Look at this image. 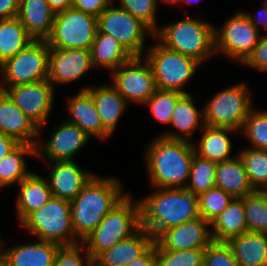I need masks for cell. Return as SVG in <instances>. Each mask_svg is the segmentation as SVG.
<instances>
[{
    "instance_id": "cell-14",
    "label": "cell",
    "mask_w": 267,
    "mask_h": 266,
    "mask_svg": "<svg viewBox=\"0 0 267 266\" xmlns=\"http://www.w3.org/2000/svg\"><path fill=\"white\" fill-rule=\"evenodd\" d=\"M96 73L92 64L91 50L88 49H55L50 48L48 80L60 93L63 87L80 84L78 90H87L93 83L88 81ZM91 73L92 76H89ZM88 76V77H87ZM87 82V83H86ZM86 84V85H85ZM63 86V87H62Z\"/></svg>"
},
{
    "instance_id": "cell-25",
    "label": "cell",
    "mask_w": 267,
    "mask_h": 266,
    "mask_svg": "<svg viewBox=\"0 0 267 266\" xmlns=\"http://www.w3.org/2000/svg\"><path fill=\"white\" fill-rule=\"evenodd\" d=\"M0 132L15 138L19 143L36 146L39 127L0 90Z\"/></svg>"
},
{
    "instance_id": "cell-29",
    "label": "cell",
    "mask_w": 267,
    "mask_h": 266,
    "mask_svg": "<svg viewBox=\"0 0 267 266\" xmlns=\"http://www.w3.org/2000/svg\"><path fill=\"white\" fill-rule=\"evenodd\" d=\"M90 50L93 67L97 74L103 71L101 75L104 73L108 76L132 58L115 37L100 33L98 30Z\"/></svg>"
},
{
    "instance_id": "cell-53",
    "label": "cell",
    "mask_w": 267,
    "mask_h": 266,
    "mask_svg": "<svg viewBox=\"0 0 267 266\" xmlns=\"http://www.w3.org/2000/svg\"><path fill=\"white\" fill-rule=\"evenodd\" d=\"M0 266H7V264L1 257H0Z\"/></svg>"
},
{
    "instance_id": "cell-7",
    "label": "cell",
    "mask_w": 267,
    "mask_h": 266,
    "mask_svg": "<svg viewBox=\"0 0 267 266\" xmlns=\"http://www.w3.org/2000/svg\"><path fill=\"white\" fill-rule=\"evenodd\" d=\"M20 236L69 246L81 243L72 225L71 204L69 200L52 196L48 202L31 212L18 226ZM23 230V231H22Z\"/></svg>"
},
{
    "instance_id": "cell-16",
    "label": "cell",
    "mask_w": 267,
    "mask_h": 266,
    "mask_svg": "<svg viewBox=\"0 0 267 266\" xmlns=\"http://www.w3.org/2000/svg\"><path fill=\"white\" fill-rule=\"evenodd\" d=\"M4 92L38 127L45 125L54 116L55 105L58 103V91L48 79L8 86Z\"/></svg>"
},
{
    "instance_id": "cell-30",
    "label": "cell",
    "mask_w": 267,
    "mask_h": 266,
    "mask_svg": "<svg viewBox=\"0 0 267 266\" xmlns=\"http://www.w3.org/2000/svg\"><path fill=\"white\" fill-rule=\"evenodd\" d=\"M226 243L239 266L267 265V233L246 232Z\"/></svg>"
},
{
    "instance_id": "cell-52",
    "label": "cell",
    "mask_w": 267,
    "mask_h": 266,
    "mask_svg": "<svg viewBox=\"0 0 267 266\" xmlns=\"http://www.w3.org/2000/svg\"><path fill=\"white\" fill-rule=\"evenodd\" d=\"M181 0H156V4L159 8L165 6V4L168 6L167 8L169 9V6L176 8L180 4ZM163 5V6H162Z\"/></svg>"
},
{
    "instance_id": "cell-45",
    "label": "cell",
    "mask_w": 267,
    "mask_h": 266,
    "mask_svg": "<svg viewBox=\"0 0 267 266\" xmlns=\"http://www.w3.org/2000/svg\"><path fill=\"white\" fill-rule=\"evenodd\" d=\"M260 7L258 5L257 11L246 10L243 7L241 10L249 18L253 27L258 30L261 35H267V0H260ZM255 12V13H254Z\"/></svg>"
},
{
    "instance_id": "cell-21",
    "label": "cell",
    "mask_w": 267,
    "mask_h": 266,
    "mask_svg": "<svg viewBox=\"0 0 267 266\" xmlns=\"http://www.w3.org/2000/svg\"><path fill=\"white\" fill-rule=\"evenodd\" d=\"M194 93L183 94L177 100L171 115L169 128L164 130L160 136L191 143L195 136H198V133L204 127L203 105H200L203 103H199L202 101H198Z\"/></svg>"
},
{
    "instance_id": "cell-35",
    "label": "cell",
    "mask_w": 267,
    "mask_h": 266,
    "mask_svg": "<svg viewBox=\"0 0 267 266\" xmlns=\"http://www.w3.org/2000/svg\"><path fill=\"white\" fill-rule=\"evenodd\" d=\"M249 112L240 131L246 147L255 149H267V108L256 107Z\"/></svg>"
},
{
    "instance_id": "cell-15",
    "label": "cell",
    "mask_w": 267,
    "mask_h": 266,
    "mask_svg": "<svg viewBox=\"0 0 267 266\" xmlns=\"http://www.w3.org/2000/svg\"><path fill=\"white\" fill-rule=\"evenodd\" d=\"M106 77L127 103L139 110L157 90L152 68L144 56L132 57Z\"/></svg>"
},
{
    "instance_id": "cell-4",
    "label": "cell",
    "mask_w": 267,
    "mask_h": 266,
    "mask_svg": "<svg viewBox=\"0 0 267 266\" xmlns=\"http://www.w3.org/2000/svg\"><path fill=\"white\" fill-rule=\"evenodd\" d=\"M208 18L205 14H183L181 19L166 23L161 21L154 38L167 49L193 57L208 67L207 62L210 63L213 57L217 58L214 22Z\"/></svg>"
},
{
    "instance_id": "cell-50",
    "label": "cell",
    "mask_w": 267,
    "mask_h": 266,
    "mask_svg": "<svg viewBox=\"0 0 267 266\" xmlns=\"http://www.w3.org/2000/svg\"><path fill=\"white\" fill-rule=\"evenodd\" d=\"M47 2L55 13L67 10L73 4V0H47Z\"/></svg>"
},
{
    "instance_id": "cell-48",
    "label": "cell",
    "mask_w": 267,
    "mask_h": 266,
    "mask_svg": "<svg viewBox=\"0 0 267 266\" xmlns=\"http://www.w3.org/2000/svg\"><path fill=\"white\" fill-rule=\"evenodd\" d=\"M20 0H0V19L13 18L18 15Z\"/></svg>"
},
{
    "instance_id": "cell-24",
    "label": "cell",
    "mask_w": 267,
    "mask_h": 266,
    "mask_svg": "<svg viewBox=\"0 0 267 266\" xmlns=\"http://www.w3.org/2000/svg\"><path fill=\"white\" fill-rule=\"evenodd\" d=\"M35 168L37 170H35ZM38 171V172H37ZM14 201L15 221L18 225L34 210L43 207L52 197L47 179L40 174L37 166L17 186Z\"/></svg>"
},
{
    "instance_id": "cell-34",
    "label": "cell",
    "mask_w": 267,
    "mask_h": 266,
    "mask_svg": "<svg viewBox=\"0 0 267 266\" xmlns=\"http://www.w3.org/2000/svg\"><path fill=\"white\" fill-rule=\"evenodd\" d=\"M238 156L243 162L249 181L255 191H263L267 186V149L238 148Z\"/></svg>"
},
{
    "instance_id": "cell-31",
    "label": "cell",
    "mask_w": 267,
    "mask_h": 266,
    "mask_svg": "<svg viewBox=\"0 0 267 266\" xmlns=\"http://www.w3.org/2000/svg\"><path fill=\"white\" fill-rule=\"evenodd\" d=\"M215 187L221 188L234 198H242L255 192L238 155L217 163Z\"/></svg>"
},
{
    "instance_id": "cell-44",
    "label": "cell",
    "mask_w": 267,
    "mask_h": 266,
    "mask_svg": "<svg viewBox=\"0 0 267 266\" xmlns=\"http://www.w3.org/2000/svg\"><path fill=\"white\" fill-rule=\"evenodd\" d=\"M246 68L267 74V35H261L258 44L254 47L252 54L240 66V69Z\"/></svg>"
},
{
    "instance_id": "cell-3",
    "label": "cell",
    "mask_w": 267,
    "mask_h": 266,
    "mask_svg": "<svg viewBox=\"0 0 267 266\" xmlns=\"http://www.w3.org/2000/svg\"><path fill=\"white\" fill-rule=\"evenodd\" d=\"M149 188L146 195L138 197L141 226L155 239L168 228L200 217L198 195L194 191L186 187Z\"/></svg>"
},
{
    "instance_id": "cell-37",
    "label": "cell",
    "mask_w": 267,
    "mask_h": 266,
    "mask_svg": "<svg viewBox=\"0 0 267 266\" xmlns=\"http://www.w3.org/2000/svg\"><path fill=\"white\" fill-rule=\"evenodd\" d=\"M248 232L267 233V194L255 191L243 197Z\"/></svg>"
},
{
    "instance_id": "cell-9",
    "label": "cell",
    "mask_w": 267,
    "mask_h": 266,
    "mask_svg": "<svg viewBox=\"0 0 267 266\" xmlns=\"http://www.w3.org/2000/svg\"><path fill=\"white\" fill-rule=\"evenodd\" d=\"M50 121L39 127L35 162L75 161L84 148L93 144L81 128L67 122L62 116L59 121L56 118L55 123L52 119Z\"/></svg>"
},
{
    "instance_id": "cell-27",
    "label": "cell",
    "mask_w": 267,
    "mask_h": 266,
    "mask_svg": "<svg viewBox=\"0 0 267 266\" xmlns=\"http://www.w3.org/2000/svg\"><path fill=\"white\" fill-rule=\"evenodd\" d=\"M55 14L47 0H20L17 17L34 40H46L52 31Z\"/></svg>"
},
{
    "instance_id": "cell-33",
    "label": "cell",
    "mask_w": 267,
    "mask_h": 266,
    "mask_svg": "<svg viewBox=\"0 0 267 266\" xmlns=\"http://www.w3.org/2000/svg\"><path fill=\"white\" fill-rule=\"evenodd\" d=\"M33 40L17 16L0 19V65L23 50Z\"/></svg>"
},
{
    "instance_id": "cell-43",
    "label": "cell",
    "mask_w": 267,
    "mask_h": 266,
    "mask_svg": "<svg viewBox=\"0 0 267 266\" xmlns=\"http://www.w3.org/2000/svg\"><path fill=\"white\" fill-rule=\"evenodd\" d=\"M203 266H239L226 242H212L204 252Z\"/></svg>"
},
{
    "instance_id": "cell-19",
    "label": "cell",
    "mask_w": 267,
    "mask_h": 266,
    "mask_svg": "<svg viewBox=\"0 0 267 266\" xmlns=\"http://www.w3.org/2000/svg\"><path fill=\"white\" fill-rule=\"evenodd\" d=\"M64 96L63 118L81 128L94 142L108 143L112 135L103 127L92 95L87 90H76V93ZM96 140V141H95ZM102 142V143H101Z\"/></svg>"
},
{
    "instance_id": "cell-28",
    "label": "cell",
    "mask_w": 267,
    "mask_h": 266,
    "mask_svg": "<svg viewBox=\"0 0 267 266\" xmlns=\"http://www.w3.org/2000/svg\"><path fill=\"white\" fill-rule=\"evenodd\" d=\"M34 158V159H32ZM35 146L20 143L14 150L0 161V191L15 188L33 170L29 166L36 160ZM28 159L30 160L28 162ZM31 167V169H30Z\"/></svg>"
},
{
    "instance_id": "cell-41",
    "label": "cell",
    "mask_w": 267,
    "mask_h": 266,
    "mask_svg": "<svg viewBox=\"0 0 267 266\" xmlns=\"http://www.w3.org/2000/svg\"><path fill=\"white\" fill-rule=\"evenodd\" d=\"M158 266H203L205 249H155Z\"/></svg>"
},
{
    "instance_id": "cell-12",
    "label": "cell",
    "mask_w": 267,
    "mask_h": 266,
    "mask_svg": "<svg viewBox=\"0 0 267 266\" xmlns=\"http://www.w3.org/2000/svg\"><path fill=\"white\" fill-rule=\"evenodd\" d=\"M50 48L46 40H33L0 65V90L8 86L35 83L48 78Z\"/></svg>"
},
{
    "instance_id": "cell-13",
    "label": "cell",
    "mask_w": 267,
    "mask_h": 266,
    "mask_svg": "<svg viewBox=\"0 0 267 266\" xmlns=\"http://www.w3.org/2000/svg\"><path fill=\"white\" fill-rule=\"evenodd\" d=\"M97 30L95 16L71 7L55 14L52 31L46 41L49 48L90 50Z\"/></svg>"
},
{
    "instance_id": "cell-23",
    "label": "cell",
    "mask_w": 267,
    "mask_h": 266,
    "mask_svg": "<svg viewBox=\"0 0 267 266\" xmlns=\"http://www.w3.org/2000/svg\"><path fill=\"white\" fill-rule=\"evenodd\" d=\"M104 80L95 82L87 91L93 97L103 127L114 137L131 106L106 78Z\"/></svg>"
},
{
    "instance_id": "cell-32",
    "label": "cell",
    "mask_w": 267,
    "mask_h": 266,
    "mask_svg": "<svg viewBox=\"0 0 267 266\" xmlns=\"http://www.w3.org/2000/svg\"><path fill=\"white\" fill-rule=\"evenodd\" d=\"M245 209L242 198H234L227 208L211 223L214 242H227L232 237L247 231Z\"/></svg>"
},
{
    "instance_id": "cell-36",
    "label": "cell",
    "mask_w": 267,
    "mask_h": 266,
    "mask_svg": "<svg viewBox=\"0 0 267 266\" xmlns=\"http://www.w3.org/2000/svg\"><path fill=\"white\" fill-rule=\"evenodd\" d=\"M183 94L178 91L160 90L157 89L155 93L141 106L144 109L150 111L153 122H157L160 125H164L165 129L160 131L156 135H161L164 130L169 127L171 121V115L177 100ZM155 120V121H154Z\"/></svg>"
},
{
    "instance_id": "cell-26",
    "label": "cell",
    "mask_w": 267,
    "mask_h": 266,
    "mask_svg": "<svg viewBox=\"0 0 267 266\" xmlns=\"http://www.w3.org/2000/svg\"><path fill=\"white\" fill-rule=\"evenodd\" d=\"M155 242V238L143 227L136 233L101 252L94 259V266H127L142 256Z\"/></svg>"
},
{
    "instance_id": "cell-1",
    "label": "cell",
    "mask_w": 267,
    "mask_h": 266,
    "mask_svg": "<svg viewBox=\"0 0 267 266\" xmlns=\"http://www.w3.org/2000/svg\"><path fill=\"white\" fill-rule=\"evenodd\" d=\"M142 149L139 158L143 160L148 187H186L195 154L191 142L156 135Z\"/></svg>"
},
{
    "instance_id": "cell-38",
    "label": "cell",
    "mask_w": 267,
    "mask_h": 266,
    "mask_svg": "<svg viewBox=\"0 0 267 266\" xmlns=\"http://www.w3.org/2000/svg\"><path fill=\"white\" fill-rule=\"evenodd\" d=\"M216 165L217 163L194 154L186 188L200 195L215 187Z\"/></svg>"
},
{
    "instance_id": "cell-6",
    "label": "cell",
    "mask_w": 267,
    "mask_h": 266,
    "mask_svg": "<svg viewBox=\"0 0 267 266\" xmlns=\"http://www.w3.org/2000/svg\"><path fill=\"white\" fill-rule=\"evenodd\" d=\"M132 193L130 191L81 241L93 259L142 227L140 203Z\"/></svg>"
},
{
    "instance_id": "cell-20",
    "label": "cell",
    "mask_w": 267,
    "mask_h": 266,
    "mask_svg": "<svg viewBox=\"0 0 267 266\" xmlns=\"http://www.w3.org/2000/svg\"><path fill=\"white\" fill-rule=\"evenodd\" d=\"M213 242L210 223L201 216L164 230L155 239V249H206Z\"/></svg>"
},
{
    "instance_id": "cell-11",
    "label": "cell",
    "mask_w": 267,
    "mask_h": 266,
    "mask_svg": "<svg viewBox=\"0 0 267 266\" xmlns=\"http://www.w3.org/2000/svg\"><path fill=\"white\" fill-rule=\"evenodd\" d=\"M97 28L100 33L115 37L132 57H143L154 38L145 23L114 2L97 17Z\"/></svg>"
},
{
    "instance_id": "cell-22",
    "label": "cell",
    "mask_w": 267,
    "mask_h": 266,
    "mask_svg": "<svg viewBox=\"0 0 267 266\" xmlns=\"http://www.w3.org/2000/svg\"><path fill=\"white\" fill-rule=\"evenodd\" d=\"M198 135L192 144L194 153L199 157L220 163L238 155V145L234 144L237 142L233 138L240 139L239 131L204 125Z\"/></svg>"
},
{
    "instance_id": "cell-2",
    "label": "cell",
    "mask_w": 267,
    "mask_h": 266,
    "mask_svg": "<svg viewBox=\"0 0 267 266\" xmlns=\"http://www.w3.org/2000/svg\"><path fill=\"white\" fill-rule=\"evenodd\" d=\"M120 175L95 173L81 192L70 201L72 225L82 241L103 218L130 192Z\"/></svg>"
},
{
    "instance_id": "cell-46",
    "label": "cell",
    "mask_w": 267,
    "mask_h": 266,
    "mask_svg": "<svg viewBox=\"0 0 267 266\" xmlns=\"http://www.w3.org/2000/svg\"><path fill=\"white\" fill-rule=\"evenodd\" d=\"M113 2V0H73L72 7L96 18Z\"/></svg>"
},
{
    "instance_id": "cell-8",
    "label": "cell",
    "mask_w": 267,
    "mask_h": 266,
    "mask_svg": "<svg viewBox=\"0 0 267 266\" xmlns=\"http://www.w3.org/2000/svg\"><path fill=\"white\" fill-rule=\"evenodd\" d=\"M144 58L152 68L157 89L182 94L194 92L189 89L190 84L196 80L197 72L205 68L195 58L167 49L155 38L150 41Z\"/></svg>"
},
{
    "instance_id": "cell-51",
    "label": "cell",
    "mask_w": 267,
    "mask_h": 266,
    "mask_svg": "<svg viewBox=\"0 0 267 266\" xmlns=\"http://www.w3.org/2000/svg\"><path fill=\"white\" fill-rule=\"evenodd\" d=\"M202 0H181L180 4L175 8L177 10V8L181 11H183V13H181V15L183 14H190L191 12L189 11V8L191 5L194 6L199 4ZM197 3V4H196ZM187 6V7H186ZM180 7V8H179Z\"/></svg>"
},
{
    "instance_id": "cell-47",
    "label": "cell",
    "mask_w": 267,
    "mask_h": 266,
    "mask_svg": "<svg viewBox=\"0 0 267 266\" xmlns=\"http://www.w3.org/2000/svg\"><path fill=\"white\" fill-rule=\"evenodd\" d=\"M127 266H158L155 243L142 256L136 258Z\"/></svg>"
},
{
    "instance_id": "cell-42",
    "label": "cell",
    "mask_w": 267,
    "mask_h": 266,
    "mask_svg": "<svg viewBox=\"0 0 267 266\" xmlns=\"http://www.w3.org/2000/svg\"><path fill=\"white\" fill-rule=\"evenodd\" d=\"M53 266H94V259L82 243L60 246Z\"/></svg>"
},
{
    "instance_id": "cell-17",
    "label": "cell",
    "mask_w": 267,
    "mask_h": 266,
    "mask_svg": "<svg viewBox=\"0 0 267 266\" xmlns=\"http://www.w3.org/2000/svg\"><path fill=\"white\" fill-rule=\"evenodd\" d=\"M4 236L0 233V257L7 266H53L60 245L31 237L15 241L19 238Z\"/></svg>"
},
{
    "instance_id": "cell-40",
    "label": "cell",
    "mask_w": 267,
    "mask_h": 266,
    "mask_svg": "<svg viewBox=\"0 0 267 266\" xmlns=\"http://www.w3.org/2000/svg\"><path fill=\"white\" fill-rule=\"evenodd\" d=\"M234 197L221 188L212 187L198 195L199 215L209 223L216 219L233 201Z\"/></svg>"
},
{
    "instance_id": "cell-10",
    "label": "cell",
    "mask_w": 267,
    "mask_h": 266,
    "mask_svg": "<svg viewBox=\"0 0 267 266\" xmlns=\"http://www.w3.org/2000/svg\"><path fill=\"white\" fill-rule=\"evenodd\" d=\"M260 37L261 33L253 27L241 7L236 8L222 23L214 22V49L217 59L218 56L227 58L229 63L232 62L237 67L252 54Z\"/></svg>"
},
{
    "instance_id": "cell-39",
    "label": "cell",
    "mask_w": 267,
    "mask_h": 266,
    "mask_svg": "<svg viewBox=\"0 0 267 266\" xmlns=\"http://www.w3.org/2000/svg\"><path fill=\"white\" fill-rule=\"evenodd\" d=\"M113 2L132 16L140 19L153 32L158 29L160 19L164 16V14L161 15V9L157 6L156 0H113Z\"/></svg>"
},
{
    "instance_id": "cell-5",
    "label": "cell",
    "mask_w": 267,
    "mask_h": 266,
    "mask_svg": "<svg viewBox=\"0 0 267 266\" xmlns=\"http://www.w3.org/2000/svg\"><path fill=\"white\" fill-rule=\"evenodd\" d=\"M247 80L227 84L203 102L204 125L241 131L250 110L257 104ZM252 88V89H251ZM254 91V92H253Z\"/></svg>"
},
{
    "instance_id": "cell-49",
    "label": "cell",
    "mask_w": 267,
    "mask_h": 266,
    "mask_svg": "<svg viewBox=\"0 0 267 266\" xmlns=\"http://www.w3.org/2000/svg\"><path fill=\"white\" fill-rule=\"evenodd\" d=\"M19 144L15 138L0 132V161Z\"/></svg>"
},
{
    "instance_id": "cell-54",
    "label": "cell",
    "mask_w": 267,
    "mask_h": 266,
    "mask_svg": "<svg viewBox=\"0 0 267 266\" xmlns=\"http://www.w3.org/2000/svg\"><path fill=\"white\" fill-rule=\"evenodd\" d=\"M263 192H264L265 194H267V186H266V188L263 190Z\"/></svg>"
},
{
    "instance_id": "cell-18",
    "label": "cell",
    "mask_w": 267,
    "mask_h": 266,
    "mask_svg": "<svg viewBox=\"0 0 267 266\" xmlns=\"http://www.w3.org/2000/svg\"><path fill=\"white\" fill-rule=\"evenodd\" d=\"M79 160L75 161H57V162H38L42 166L39 171L46 174L51 194L54 197L72 201L82 190L84 185L95 174L90 167L86 169ZM81 165V166H80ZM45 169L47 171H43ZM43 171V172H42Z\"/></svg>"
}]
</instances>
